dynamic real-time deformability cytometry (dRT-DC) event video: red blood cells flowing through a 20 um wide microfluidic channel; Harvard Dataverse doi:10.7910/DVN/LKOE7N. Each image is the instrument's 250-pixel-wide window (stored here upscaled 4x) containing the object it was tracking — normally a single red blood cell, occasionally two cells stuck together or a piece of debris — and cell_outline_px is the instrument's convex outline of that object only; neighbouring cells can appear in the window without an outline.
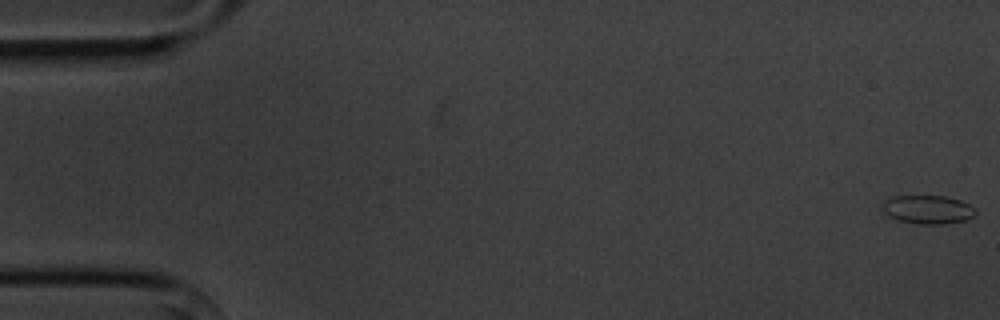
{"species": "common noctule bat (a hibernating species)", "species_latin": "Nyctalus noctula", "temperature_condition": "cold", "stored_images_in_passage": 5, "camera_frame_rate_fps": 3000, "um_per_image_px": 0.085, "animal": {"sex": "male", "body_mass_g": 20.1, "forearm_length_mm": 53.5}, "frame": {"image": 1, "passage_image": 1, "time_ms": 0.0, "image_size_px": [1000, 320], "cell_outline_px": [[976, 212], [968, 220], [944, 224], [916, 224], [900, 220], [888, 216], [880, 208], [880, 204], [884, 200], [892, 196], [944, 196], [960, 200], [968, 204]], "centroid_in_image_um": [78.8, 17.81], "position_along_channel_um": 6.2, "area_um2": 15.61}}
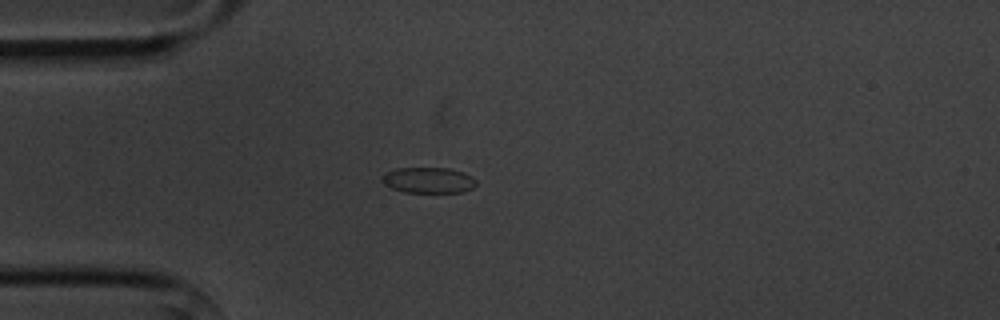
{"frame": {"image": 2, "passage_image": 4, "time_ms": 4.667, "image_size_px": [1000, 320], "cell_outline_px": [[476, 184], [472, 188], [460, 192], [404, 192], [392, 188], [384, 184], [380, 180], [380, 176], [396, 168], [448, 168], [472, 176], [476, 180]], "centroid_in_image_um": [36.38, 15.31], "position_along_channel_um": 48.6, "area_um2": 14.05}}